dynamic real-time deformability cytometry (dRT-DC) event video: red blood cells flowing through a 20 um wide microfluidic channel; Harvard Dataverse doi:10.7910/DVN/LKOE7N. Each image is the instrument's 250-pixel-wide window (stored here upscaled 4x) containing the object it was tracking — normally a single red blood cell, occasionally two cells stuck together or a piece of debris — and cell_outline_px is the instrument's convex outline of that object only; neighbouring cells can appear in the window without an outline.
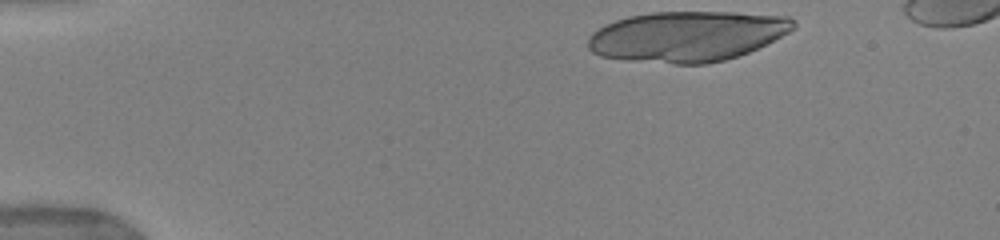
{"species": "human", "species_latin": "Homo sapiens", "temperature_condition": "warm", "stored_images_in_passage": 37, "camera_frame_rate_fps": 3000, "um_per_image_px": 0.085, "donor": {"sex": "female"}, "frame": {"image": 1, "passage_image": 1, "time_ms": 0.0, "image_size_px": [1000, 240], "cell_outline_px": [[796, 28], [748, 52], [724, 60], [708, 64], [676, 64], [624, 60], [600, 56], [592, 52], [588, 48], [588, 36], [592, 32], [616, 20], [628, 16], [652, 12], [736, 12], [788, 16], [796, 20]], "centroid_in_image_um": [58.39, 3.08], "position_along_channel_um": 26.6, "area_um2": 60.4}}